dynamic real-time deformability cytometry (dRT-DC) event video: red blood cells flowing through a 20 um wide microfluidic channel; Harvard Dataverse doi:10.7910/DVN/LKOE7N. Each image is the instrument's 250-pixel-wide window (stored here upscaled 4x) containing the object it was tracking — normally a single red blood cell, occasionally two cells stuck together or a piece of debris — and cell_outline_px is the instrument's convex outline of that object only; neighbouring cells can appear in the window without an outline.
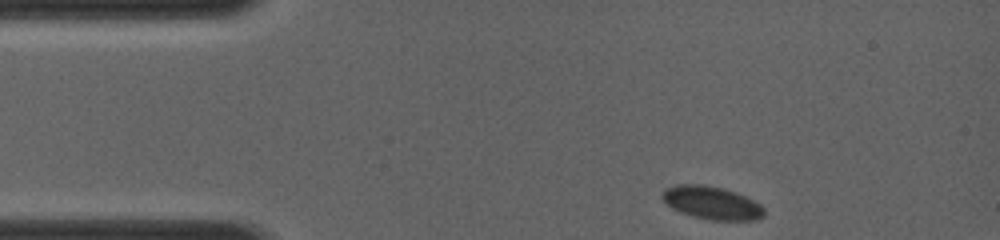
{"species": "common noctule bat (a hibernating species)", "species_latin": "Nyctalus noctula", "temperature_condition": "room temperature", "stored_images_in_passage": 27, "camera_frame_rate_fps": 4000, "um_per_image_px": 0.085, "animal": {"sex": "female", "body_mass_g": 19.0, "forearm_length_mm": 56.7}, "frame": {"image": 1, "passage_image": 1, "time_ms": 0.0, "image_size_px": [1000, 240], "cell_outline_px": [[764, 216], [756, 220], [712, 220], [692, 216], [680, 212], [672, 208], [660, 196], [664, 188], [676, 184], [704, 184], [724, 188], [736, 192], [760, 204], [764, 208]], "centroid_in_image_um": [60.48, 17.23], "position_along_channel_um": 24.5, "area_um2": 19.71}}
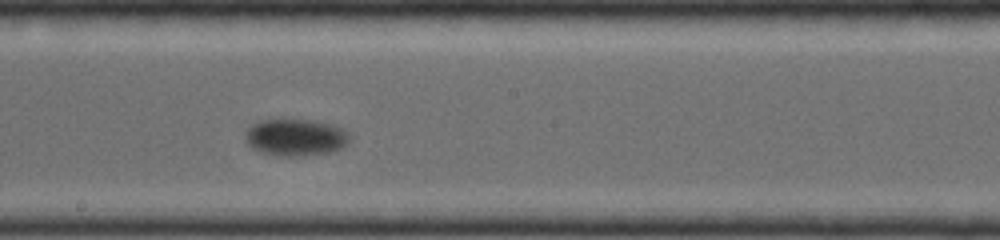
{"frame": {"image": 2, "passage_image": 15, "time_ms": 6.5, "image_size_px": [1000, 240], "cell_outline_px": [[348, 144], [340, 148], [328, 152], [288, 156], [260, 152], [252, 148], [244, 140], [244, 132], [252, 124], [264, 120], [312, 120], [332, 124], [344, 128], [348, 132]], "centroid_in_image_um": [25.1, 11.66], "position_along_channel_um": 223.1, "area_um2": 22.2}}
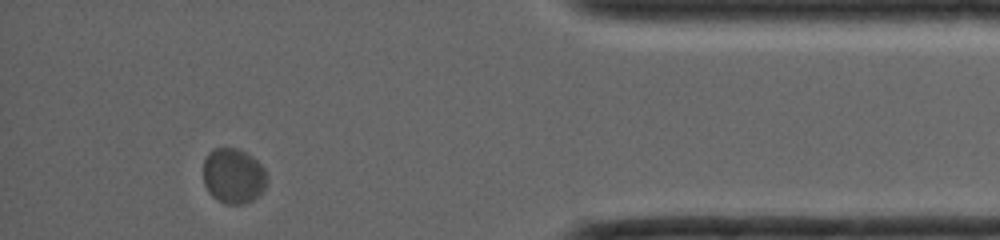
{"frame": {"image": 3, "passage_image": 25, "time_ms": 12.0, "image_size_px": [1000, 240], "cell_outline_px": [[268, 180], [264, 188], [252, 200], [244, 204], [224, 204], [216, 200], [208, 192], [204, 184], [204, 160], [208, 152], [212, 148], [236, 148], [252, 156], [264, 168], [268, 176]], "centroid_in_image_um": [19.83, 14.95], "position_along_channel_um": 415.4, "area_um2": 20.63}}